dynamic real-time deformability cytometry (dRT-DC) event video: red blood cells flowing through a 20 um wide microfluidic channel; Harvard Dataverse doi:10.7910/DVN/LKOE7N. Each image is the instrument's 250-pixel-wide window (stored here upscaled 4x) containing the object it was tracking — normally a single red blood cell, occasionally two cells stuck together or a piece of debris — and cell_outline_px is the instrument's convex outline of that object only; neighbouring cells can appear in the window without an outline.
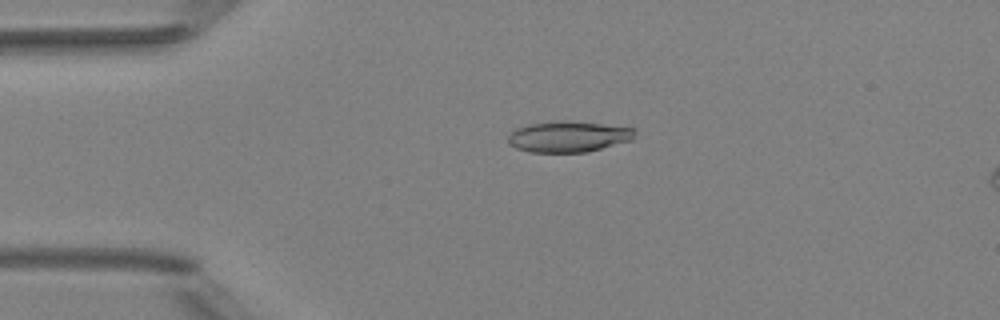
{"species": "Egyptian fruit bat (a non-hibernating species)", "species_latin": "Rousettus aegyptiacus", "temperature_condition": "room temperature", "stored_images_in_passage": 6, "camera_frame_rate_fps": 3000, "um_per_image_px": 0.085, "animal": {"sex": "female"}, "frame": {"image": 1, "passage_image": 4, "time_ms": 3.667, "image_size_px": [1000, 320], "cell_outline_px": [[636, 132], [632, 140], [588, 152], [528, 152], [516, 148], [508, 144], [508, 136], [516, 128], [528, 124], [556, 120], [572, 120], [636, 128]], "centroid_in_image_um": [48.32, 11.6], "position_along_channel_um": 36.7, "area_um2": 23.24}}